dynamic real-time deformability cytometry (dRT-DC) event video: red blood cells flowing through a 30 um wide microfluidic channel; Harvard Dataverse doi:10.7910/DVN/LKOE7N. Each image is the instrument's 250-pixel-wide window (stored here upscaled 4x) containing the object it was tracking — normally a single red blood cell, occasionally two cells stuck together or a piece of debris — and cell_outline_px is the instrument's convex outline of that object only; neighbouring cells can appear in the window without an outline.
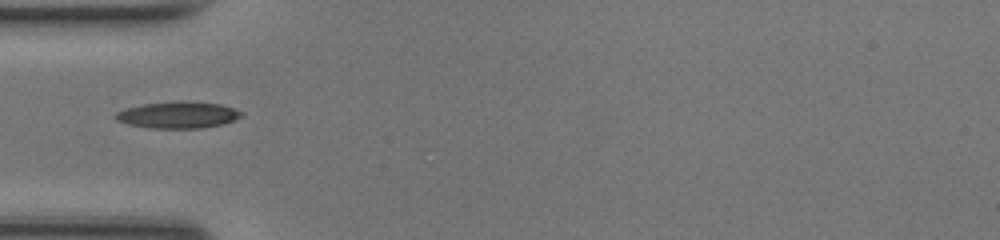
{"species": "common noctule bat (a hibernating species)", "species_latin": "Nyctalus noctula", "temperature_condition": "room temperature", "stored_images_in_passage": 13, "camera_frame_rate_fps": 3000, "um_per_image_px": 0.085, "animal": {"sex": "female", "body_mass_g": 17.0, "forearm_length_mm": 48.0}, "frame": {"image": 1, "passage_image": 1, "time_ms": 0.0, "image_size_px": [1000, 240], "cell_outline_px": [[244, 116], [220, 124], [200, 128], [152, 128], [128, 124], [116, 120], [112, 116], [116, 112], [124, 108], [144, 104], [180, 100], [220, 104], [244, 112]], "centroid_in_image_um": [15.09, 9.76], "position_along_channel_um": 69.9, "area_um2": 19.54}}
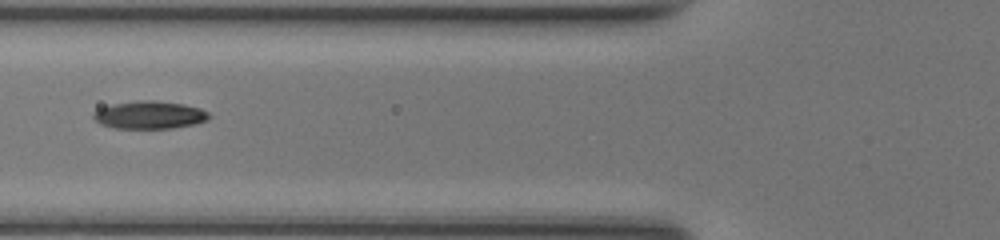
{"frame": {"image": 2, "passage_image": 4, "time_ms": 1.0, "image_size_px": [1000, 240], "cell_outline_px": [[208, 120], [196, 124], [172, 128], [116, 128], [100, 124], [92, 116], [92, 112], [100, 108], [116, 104], [140, 100], [152, 100], [184, 104], [200, 108], [208, 112]], "centroid_in_image_um": [12.72, 9.77], "position_along_channel_um": 113.1, "area_um2": 18.55}}